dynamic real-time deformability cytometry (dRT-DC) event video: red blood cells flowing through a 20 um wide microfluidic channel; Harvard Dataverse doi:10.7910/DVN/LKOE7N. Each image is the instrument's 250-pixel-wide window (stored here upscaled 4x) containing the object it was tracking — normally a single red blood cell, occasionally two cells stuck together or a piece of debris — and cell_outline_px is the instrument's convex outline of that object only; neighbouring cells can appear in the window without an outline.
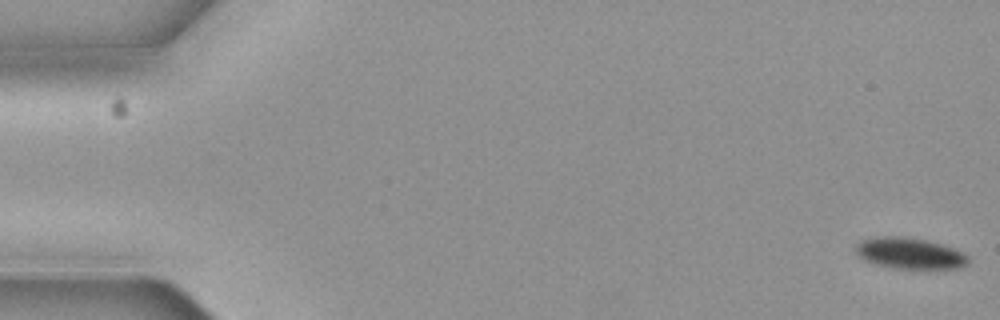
{"species": "common noctule bat (a hibernating species)", "species_latin": "Nyctalus noctula", "temperature_condition": "cold", "stored_images_in_passage": 7, "camera_frame_rate_fps": 3000, "um_per_image_px": 0.085, "animal": {"sex": "female", "body_mass_g": 19.3, "forearm_length_mm": 54.1}, "frame": {"image": 1, "passage_image": 1, "time_ms": 0.0, "image_size_px": [1000, 320], "cell_outline_px": [[968, 264], [960, 268], [896, 268], [864, 260], [856, 252], [856, 244], [864, 240], [880, 236], [896, 236], [924, 240], [940, 244], [952, 248], [968, 256]], "centroid_in_image_um": [77.34, 21.53], "position_along_channel_um": 7.7, "area_um2": 19.77}}
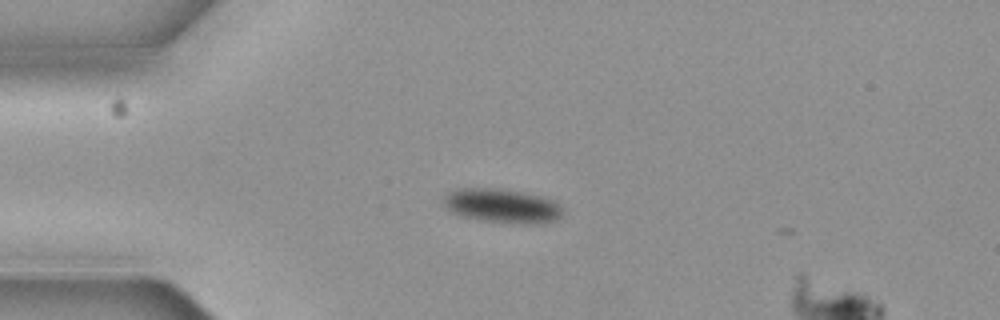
{"frame": {"image": 2, "passage_image": 5, "time_ms": 1.333, "image_size_px": [1000, 320], "cell_outline_px": [[560, 216], [556, 220], [540, 224], [520, 224], [480, 220], [460, 216], [452, 212], [440, 204], [440, 200], [448, 192], [456, 188], [500, 188], [540, 196], [552, 200], [560, 208]], "centroid_in_image_um": [42.57, 17.5], "position_along_channel_um": 42.4, "area_um2": 23.87}}